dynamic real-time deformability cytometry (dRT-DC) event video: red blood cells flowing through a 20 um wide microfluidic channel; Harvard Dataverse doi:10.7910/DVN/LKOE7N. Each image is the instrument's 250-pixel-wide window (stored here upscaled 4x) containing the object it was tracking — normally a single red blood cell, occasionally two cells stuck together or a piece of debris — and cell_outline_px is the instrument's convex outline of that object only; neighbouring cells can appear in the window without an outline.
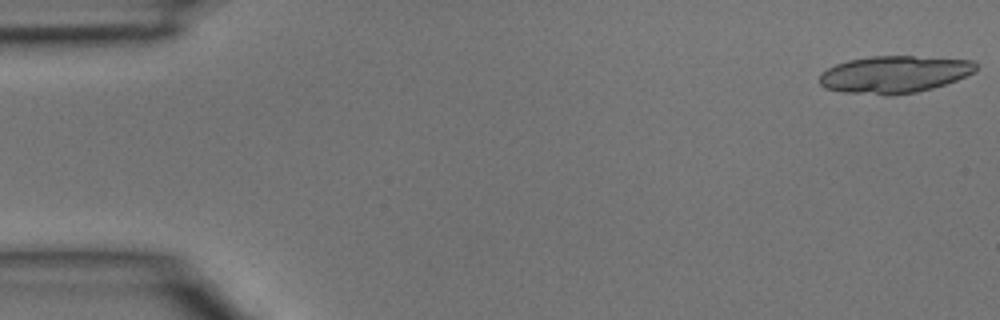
{"species": "common noctule bat (a hibernating species)", "species_latin": "Nyctalus noctula", "temperature_condition": "room temperature", "stored_images_in_passage": 16, "camera_frame_rate_fps": 3000, "um_per_image_px": 0.085, "animal": {"sex": "male", "body_mass_g": 15.6}, "frame": {"image": 1, "passage_image": 1, "time_ms": 0.0, "image_size_px": [1000, 320], "cell_outline_px": [[976, 72], [956, 80], [932, 88], [916, 92], [892, 96], [888, 96], [844, 92], [824, 88], [820, 84], [820, 76], [828, 68], [836, 64], [848, 60], [872, 56], [912, 56], [972, 60], [976, 64]], "centroid_in_image_um": [76.02, 6.33], "position_along_channel_um": 9.0, "area_um2": 33.87}}